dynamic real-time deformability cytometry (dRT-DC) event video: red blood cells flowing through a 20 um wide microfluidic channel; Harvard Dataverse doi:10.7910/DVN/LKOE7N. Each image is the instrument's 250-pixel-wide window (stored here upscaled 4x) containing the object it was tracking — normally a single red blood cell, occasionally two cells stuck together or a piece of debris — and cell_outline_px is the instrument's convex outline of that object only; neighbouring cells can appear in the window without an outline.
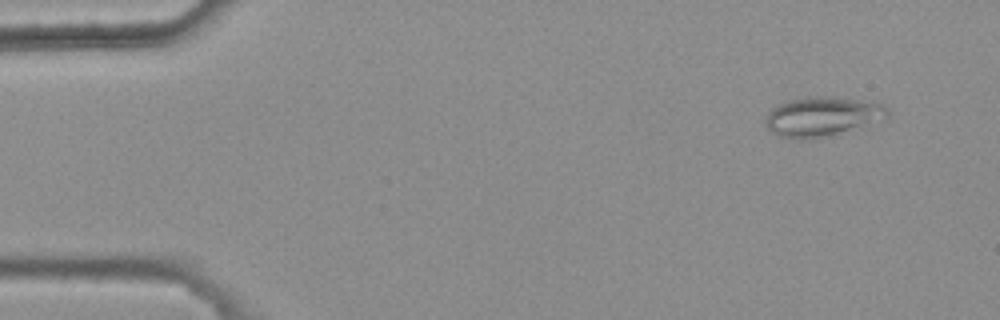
{"species": "common noctule bat (a hibernating species)", "species_latin": "Nyctalus noctula", "temperature_condition": "warm", "stored_images_in_passage": 4, "camera_frame_rate_fps": 3000, "um_per_image_px": 0.085, "animal": {"sex": "female", "body_mass_g": 25.1}, "frame": {"image": 1, "passage_image": 1, "time_ms": 0.0, "image_size_px": [1000, 320], "cell_outline_px": [[888, 116], [884, 120], [808, 140], [800, 140], [780, 136], [772, 132], [764, 124], [764, 116], [776, 104], [788, 100], [808, 96], [832, 96], [884, 104], [888, 108]], "centroid_in_image_um": [69.83, 9.89], "position_along_channel_um": 15.2, "area_um2": 28.15}}